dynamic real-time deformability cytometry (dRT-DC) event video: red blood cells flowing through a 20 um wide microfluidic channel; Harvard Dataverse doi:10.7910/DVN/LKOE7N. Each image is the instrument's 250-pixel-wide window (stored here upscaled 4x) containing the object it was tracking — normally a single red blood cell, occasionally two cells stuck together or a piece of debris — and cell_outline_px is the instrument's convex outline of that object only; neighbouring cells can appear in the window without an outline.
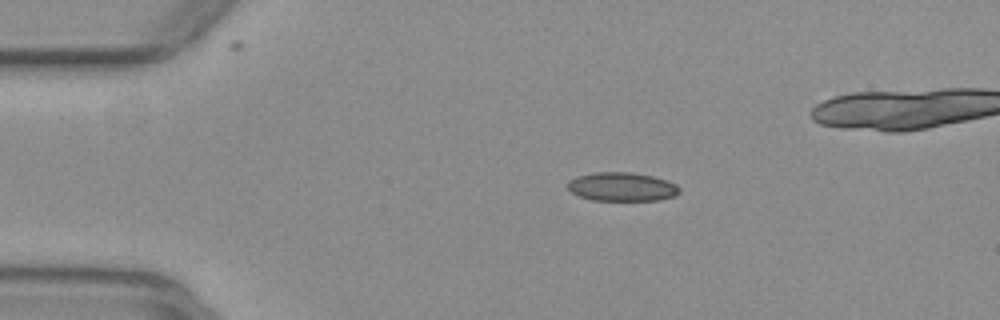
{"species": "common noctule bat (a hibernating species)", "species_latin": "Nyctalus noctula", "temperature_condition": "warm", "stored_images_in_passage": 38, "camera_frame_rate_fps": 3000, "um_per_image_px": 0.085, "animal": {"sex": "female", "body_mass_g": 29.2, "forearm_length_mm": 56.3}, "frame": {"image": 1, "passage_image": 1, "time_ms": 0.0, "image_size_px": [1000, 320], "cell_outline_px": [[680, 192], [676, 196], [660, 200], [592, 200], [580, 196], [572, 192], [568, 188], [568, 180], [576, 176], [596, 172], [632, 172], [652, 176], [668, 180], [676, 184], [680, 188]], "centroid_in_image_um": [52.89, 15.87], "position_along_channel_um": 32.1, "area_um2": 18.84}}
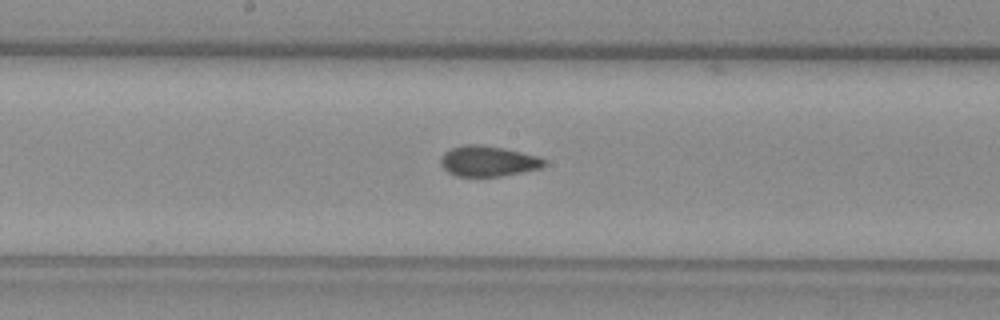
{"frame": {"image": 2, "passage_image": 18, "time_ms": 5.667, "image_size_px": [1000, 320], "cell_outline_px": [[548, 160], [540, 168], [500, 176], [456, 176], [448, 172], [440, 164], [440, 160], [444, 152], [452, 148], [464, 144], [480, 144], [504, 148], [540, 156]], "centroid_in_image_um": [41.49, 13.68], "position_along_channel_um": 206.7, "area_um2": 18.44}}
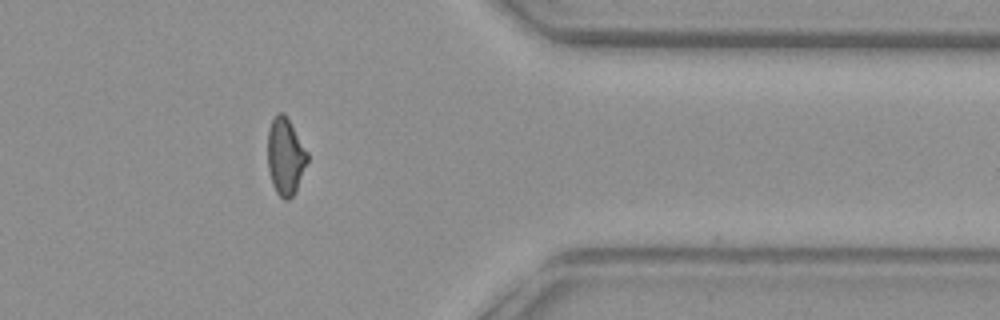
{"frame": {"image": 3, "passage_image": 33, "time_ms": 10.667, "image_size_px": [1000, 320], "cell_outline_px": [[308, 160], [296, 188], [292, 196], [288, 200], [284, 200], [276, 192], [272, 184], [268, 168], [268, 128], [276, 112], [284, 112], [308, 152]], "centroid_in_image_um": [24.24, 13.26], "position_along_channel_um": 387.2, "area_um2": 17.69}}